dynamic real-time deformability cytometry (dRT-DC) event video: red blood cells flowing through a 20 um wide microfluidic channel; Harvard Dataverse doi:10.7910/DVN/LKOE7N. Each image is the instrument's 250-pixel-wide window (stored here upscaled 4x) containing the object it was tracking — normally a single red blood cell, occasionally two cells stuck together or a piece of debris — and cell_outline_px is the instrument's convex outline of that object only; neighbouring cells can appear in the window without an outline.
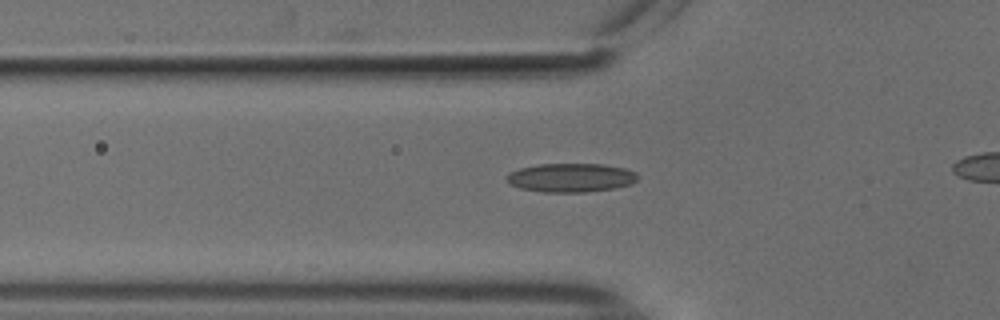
{"species": "common noctule bat (a hibernating species)", "species_latin": "Nyctalus noctula", "temperature_condition": "cold", "stored_images_in_passage": 45, "camera_frame_rate_fps": 3000, "um_per_image_px": 0.085, "animal": {"sex": "male", "body_mass_g": 18.8}, "frame": {"image": 1, "passage_image": 19, "time_ms": 6.0, "image_size_px": [1000, 320], "cell_outline_px": [[640, 176], [632, 184], [616, 188], [584, 192], [544, 192], [520, 188], [504, 180], [504, 176], [508, 172], [520, 168], [536, 164], [604, 164], [624, 168], [636, 172]], "centroid_in_image_um": [48.52, 15.1], "position_along_channel_um": 77.3, "area_um2": 22.25}}
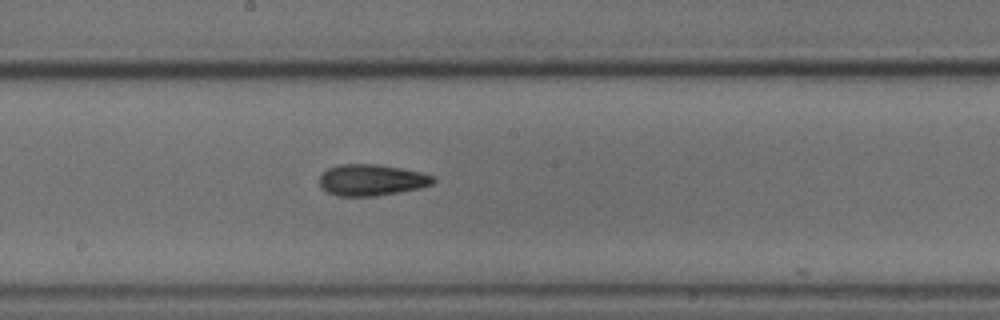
{"frame": {"image": 2, "passage_image": 30, "time_ms": 9.667, "image_size_px": [1000, 320], "cell_outline_px": [[436, 180], [432, 184], [420, 188], [400, 192], [376, 196], [336, 196], [320, 188], [320, 176], [328, 168], [340, 164], [376, 164], [400, 168], [420, 172], [436, 176]], "centroid_in_image_um": [31.59, 15.31], "position_along_channel_um": 216.6, "area_um2": 20.87}}
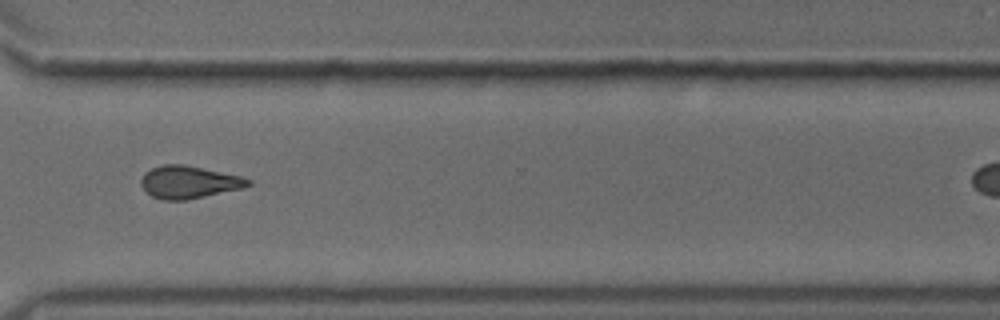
{"frame": {"image": 3, "passage_image": 41, "time_ms": 13.333, "image_size_px": [1000, 320], "cell_outline_px": [[252, 184], [244, 188], [188, 200], [164, 200], [152, 196], [140, 184], [140, 180], [144, 172], [152, 168], [164, 164], [184, 164], [240, 176], [252, 180]], "centroid_in_image_um": [16.07, 15.48], "position_along_channel_um": 354.5, "area_um2": 20.35}}